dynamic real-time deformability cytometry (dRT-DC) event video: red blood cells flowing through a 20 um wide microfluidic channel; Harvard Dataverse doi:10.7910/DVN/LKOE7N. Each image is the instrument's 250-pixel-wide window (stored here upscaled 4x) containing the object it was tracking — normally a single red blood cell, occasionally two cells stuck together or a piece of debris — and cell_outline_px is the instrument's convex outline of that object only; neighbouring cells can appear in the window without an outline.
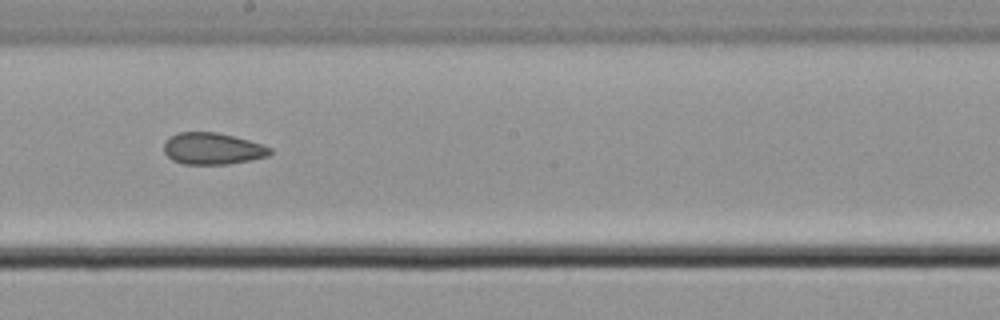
{"species": "common noctule bat (a hibernating species)", "species_latin": "Nyctalus noctula", "temperature_condition": "cold", "stored_images_in_passage": 5, "camera_frame_rate_fps": 3000, "um_per_image_px": 0.085, "animal": {"sex": "male", "body_mass_g": 21.5, "forearm_length_mm": 52.0}, "frame": {"image": 1, "passage_image": 5, "time_ms": 1.333, "image_size_px": [1000, 320], "cell_outline_px": [[272, 152], [268, 156], [228, 164], [184, 164], [172, 160], [164, 152], [164, 144], [172, 136], [180, 132], [216, 132], [248, 140], [272, 148]], "centroid_in_image_um": [18.06, 12.64], "position_along_channel_um": 230.1, "area_um2": 19.31}}